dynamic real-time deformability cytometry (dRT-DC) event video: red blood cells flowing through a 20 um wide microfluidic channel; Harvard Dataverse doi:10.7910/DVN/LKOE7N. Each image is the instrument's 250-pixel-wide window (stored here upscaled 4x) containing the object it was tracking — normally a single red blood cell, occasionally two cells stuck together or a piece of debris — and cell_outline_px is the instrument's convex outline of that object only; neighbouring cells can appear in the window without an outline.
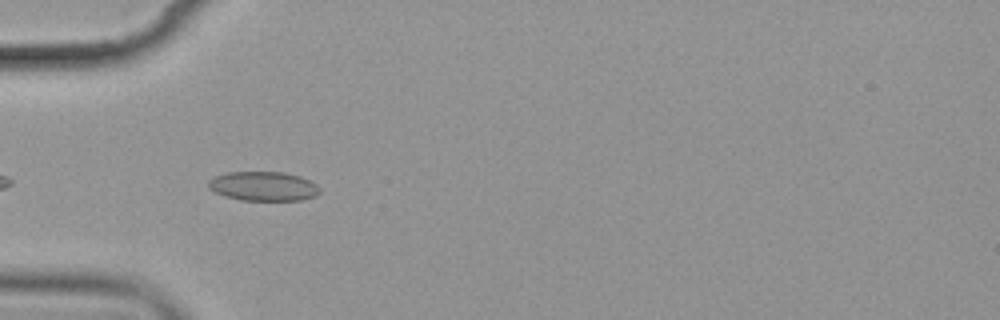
{"species": "common noctule bat (a hibernating species)", "species_latin": "Nyctalus noctula", "temperature_condition": "cold", "stored_images_in_passage": 6, "camera_frame_rate_fps": 3000, "um_per_image_px": 0.085, "animal": {"sex": "female", "body_mass_g": 19.9}, "frame": {"image": 1, "passage_image": 5, "time_ms": 4.333, "image_size_px": [1000, 320], "cell_outline_px": [[320, 192], [316, 196], [300, 200], [240, 200], [224, 196], [208, 188], [208, 180], [216, 176], [228, 172], [284, 172], [300, 176], [316, 184], [320, 188]], "centroid_in_image_um": [22.39, 15.83], "position_along_channel_um": 62.6, "area_um2": 19.02}}
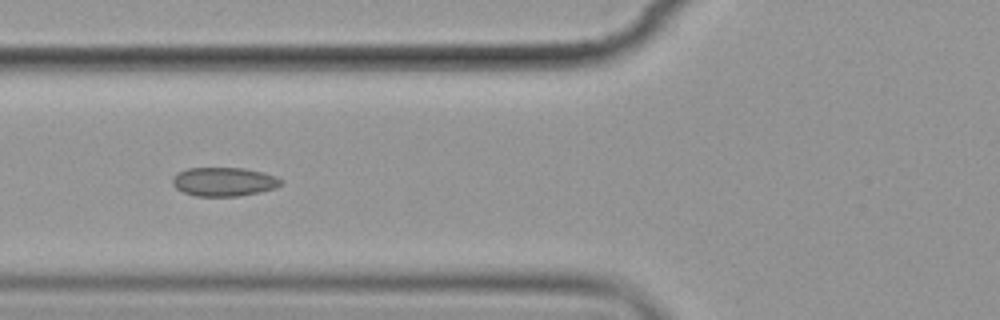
{"frame": {"image": 2, "passage_image": 6, "time_ms": 5.667, "image_size_px": [1000, 320], "cell_outline_px": [[284, 184], [276, 188], [260, 192], [240, 196], [196, 196], [184, 192], [176, 188], [172, 184], [172, 176], [176, 172], [188, 168], [244, 168], [276, 176], [284, 180]], "centroid_in_image_um": [19.04, 15.45], "position_along_channel_um": 106.8, "area_um2": 18.44}}